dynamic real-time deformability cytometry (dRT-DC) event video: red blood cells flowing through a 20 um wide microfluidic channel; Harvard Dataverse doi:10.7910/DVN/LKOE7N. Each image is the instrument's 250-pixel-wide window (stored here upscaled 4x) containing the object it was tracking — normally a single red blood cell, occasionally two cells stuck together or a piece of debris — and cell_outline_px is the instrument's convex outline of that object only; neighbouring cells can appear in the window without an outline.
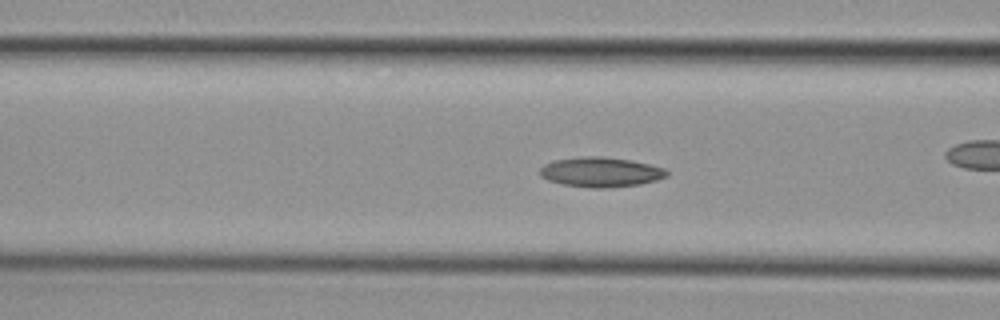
{"species": "common noctule bat (a hibernating species)", "species_latin": "Nyctalus noctula", "temperature_condition": "cold", "stored_images_in_passage": 48, "camera_frame_rate_fps": 3000, "um_per_image_px": 0.085, "animal": {"sex": "female", "body_mass_g": 29.2, "forearm_length_mm": 56.3}, "frame": {"image": 1, "passage_image": 14, "time_ms": 4.333, "image_size_px": [1000, 320], "cell_outline_px": [[668, 176], [656, 180], [640, 184], [604, 188], [592, 188], [564, 184], [548, 180], [540, 176], [540, 168], [544, 164], [552, 160], [580, 156], [604, 156], [632, 160], [664, 168], [668, 172]], "centroid_in_image_um": [51.04, 14.61], "position_along_channel_um": 115.6, "area_um2": 22.14}, "authors_computed_cell_mechanics": {"area_um2": 20.7791, "velocity_mm_per_s": 3.7373, "shape_relaxation_time_tau1_ms": null, "shape_relaxation_time_tau2_ms": 4.7909, "deformation_change_tau1": null, "deformation_change_tau2": 0.0968}}